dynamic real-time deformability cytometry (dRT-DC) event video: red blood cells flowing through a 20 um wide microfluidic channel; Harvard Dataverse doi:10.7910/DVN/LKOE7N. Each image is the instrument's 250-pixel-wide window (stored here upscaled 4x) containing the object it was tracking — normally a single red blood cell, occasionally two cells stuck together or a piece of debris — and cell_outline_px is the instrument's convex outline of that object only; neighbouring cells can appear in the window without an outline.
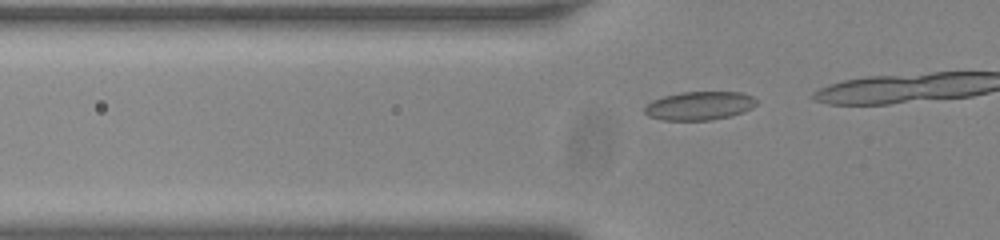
{"species": "common noctule bat (a hibernating species)", "species_latin": "Nyctalus noctula", "temperature_condition": "room temperature", "stored_images_in_passage": 9, "camera_frame_rate_fps": 3000, "um_per_image_px": 0.085, "animal": {"sex": "male", "body_mass_g": 20.0, "forearm_length_mm": 53.3}, "frame": {"image": 1, "passage_image": 4, "time_ms": 1.0, "image_size_px": [1000, 240], "cell_outline_px": [[756, 104], [752, 108], [744, 112], [712, 120], [664, 120], [648, 116], [644, 112], [644, 108], [652, 100], [664, 96], [680, 92], [740, 92], [752, 96], [756, 100]], "centroid_in_image_um": [59.44, 8.99], "position_along_channel_um": 66.4, "area_um2": 18.55}}
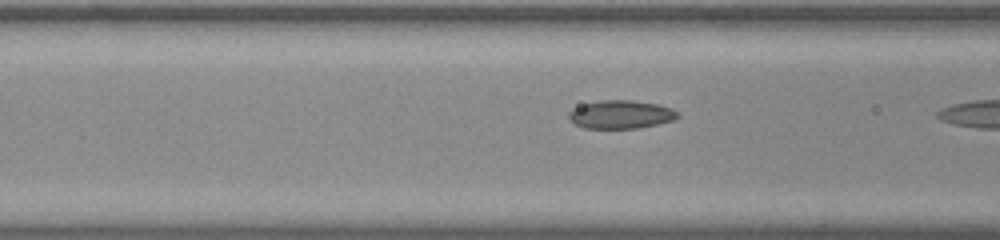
{"frame": {"image": 2, "passage_image": 8, "time_ms": 2.333, "image_size_px": [1000, 240], "cell_outline_px": [[680, 116], [672, 120], [656, 124], [636, 128], [584, 128], [576, 124], [568, 116], [568, 112], [572, 108], [584, 104], [600, 100], [632, 100], [656, 104], [672, 108], [680, 112]], "centroid_in_image_um": [52.78, 9.72], "position_along_channel_um": 113.8, "area_um2": 17.86}}